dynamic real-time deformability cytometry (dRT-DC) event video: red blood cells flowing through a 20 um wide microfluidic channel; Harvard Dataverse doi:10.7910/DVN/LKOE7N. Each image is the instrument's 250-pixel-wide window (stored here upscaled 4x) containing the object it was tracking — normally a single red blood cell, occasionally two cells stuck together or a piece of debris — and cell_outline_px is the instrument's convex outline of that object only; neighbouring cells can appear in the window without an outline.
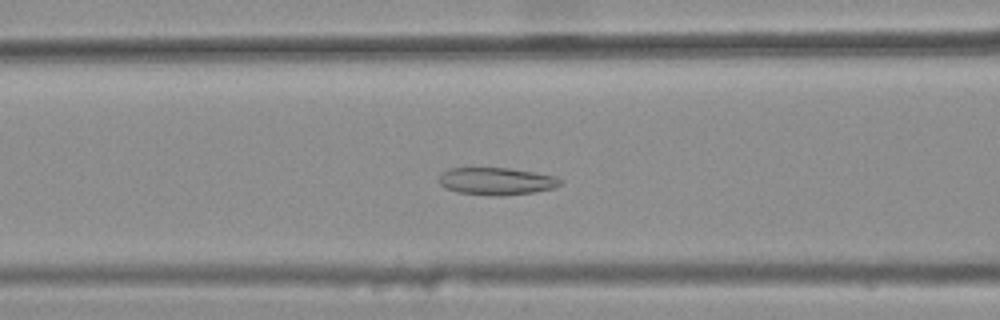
{"species": "common noctule bat (a hibernating species)", "species_latin": "Nyctalus noctula", "temperature_condition": "warm", "stored_images_in_passage": 29, "camera_frame_rate_fps": 3000, "um_per_image_px": 0.085, "animal": {"sex": "female", "body_mass_g": 25.1}, "frame": {"image": 1, "passage_image": 6, "time_ms": 1.667, "image_size_px": [1000, 320], "cell_outline_px": [[564, 180], [560, 184], [552, 188], [532, 192], [456, 192], [444, 188], [440, 184], [440, 176], [444, 172], [452, 168], [508, 168], [556, 176]], "centroid_in_image_um": [42.2, 15.34], "position_along_channel_um": 124.4, "area_um2": 17.98}}
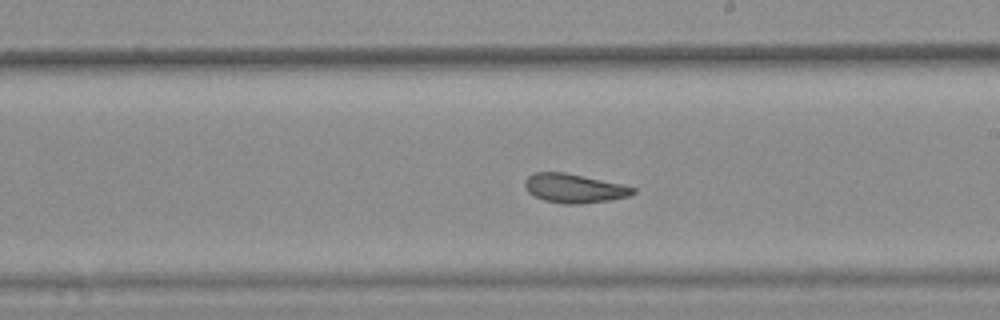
{"frame": {"image": 2, "passage_image": 15, "time_ms": 4.667, "image_size_px": [1000, 320], "cell_outline_px": [[636, 192], [628, 196], [608, 200], [580, 204], [564, 204], [544, 200], [528, 192], [524, 188], [524, 180], [528, 176], [536, 172], [564, 172], [624, 184], [636, 188]], "centroid_in_image_um": [48.8, 16.0], "position_along_channel_um": 240.2, "area_um2": 18.32}}
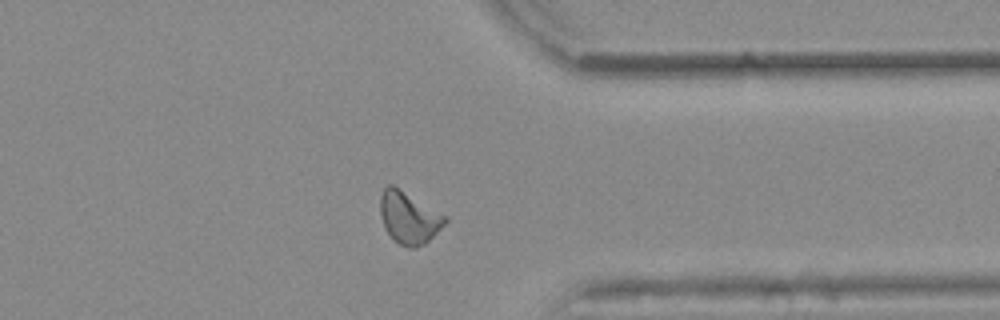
{"frame": {"image": 3, "passage_image": 26, "time_ms": 8.333, "image_size_px": [1000, 320], "cell_outline_px": [[448, 220], [424, 244], [416, 248], [408, 248], [392, 240], [384, 228], [380, 212], [380, 196], [384, 188], [388, 184], [392, 184], [448, 216]], "centroid_in_image_um": [34.74, 18.5], "position_along_channel_um": 376.7, "area_um2": 19.71}, "authors_computed_cell_mechanics": {"area_um2": 18.6116, "velocity_mm_per_s": 3.8683, "shape_relaxation_time_tau1_ms": null, "shape_relaxation_time_tau2_ms": 2.2707, "deformation_change_tau1": null, "deformation_change_tau2": 0.0946}}